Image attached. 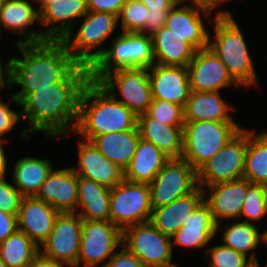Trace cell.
Masks as SVG:
<instances>
[{
  "mask_svg": "<svg viewBox=\"0 0 267 267\" xmlns=\"http://www.w3.org/2000/svg\"><path fill=\"white\" fill-rule=\"evenodd\" d=\"M8 86L10 87V61L3 67L0 59V90Z\"/></svg>",
  "mask_w": 267,
  "mask_h": 267,
  "instance_id": "cell-48",
  "label": "cell"
},
{
  "mask_svg": "<svg viewBox=\"0 0 267 267\" xmlns=\"http://www.w3.org/2000/svg\"><path fill=\"white\" fill-rule=\"evenodd\" d=\"M222 245L234 249L247 256V252L256 249L259 242H267L266 231L259 233L257 226L254 223L236 222L235 224L227 225L223 229Z\"/></svg>",
  "mask_w": 267,
  "mask_h": 267,
  "instance_id": "cell-35",
  "label": "cell"
},
{
  "mask_svg": "<svg viewBox=\"0 0 267 267\" xmlns=\"http://www.w3.org/2000/svg\"><path fill=\"white\" fill-rule=\"evenodd\" d=\"M24 196L5 178L0 179V210L17 215Z\"/></svg>",
  "mask_w": 267,
  "mask_h": 267,
  "instance_id": "cell-40",
  "label": "cell"
},
{
  "mask_svg": "<svg viewBox=\"0 0 267 267\" xmlns=\"http://www.w3.org/2000/svg\"><path fill=\"white\" fill-rule=\"evenodd\" d=\"M58 0H42L41 1V12L49 5L52 4L54 2H56Z\"/></svg>",
  "mask_w": 267,
  "mask_h": 267,
  "instance_id": "cell-51",
  "label": "cell"
},
{
  "mask_svg": "<svg viewBox=\"0 0 267 267\" xmlns=\"http://www.w3.org/2000/svg\"><path fill=\"white\" fill-rule=\"evenodd\" d=\"M204 201L203 189L199 186L194 192L180 197L168 205L154 208L150 222L163 234L171 237L184 224L189 215Z\"/></svg>",
  "mask_w": 267,
  "mask_h": 267,
  "instance_id": "cell-23",
  "label": "cell"
},
{
  "mask_svg": "<svg viewBox=\"0 0 267 267\" xmlns=\"http://www.w3.org/2000/svg\"><path fill=\"white\" fill-rule=\"evenodd\" d=\"M84 17L74 38L66 34L60 41L79 64L89 68L92 64L91 52L112 35L119 19L112 13L93 11H88Z\"/></svg>",
  "mask_w": 267,
  "mask_h": 267,
  "instance_id": "cell-11",
  "label": "cell"
},
{
  "mask_svg": "<svg viewBox=\"0 0 267 267\" xmlns=\"http://www.w3.org/2000/svg\"><path fill=\"white\" fill-rule=\"evenodd\" d=\"M122 245L146 267H177L171 263L172 239L150 221L123 230Z\"/></svg>",
  "mask_w": 267,
  "mask_h": 267,
  "instance_id": "cell-7",
  "label": "cell"
},
{
  "mask_svg": "<svg viewBox=\"0 0 267 267\" xmlns=\"http://www.w3.org/2000/svg\"><path fill=\"white\" fill-rule=\"evenodd\" d=\"M111 188L78 176V215L83 220L110 221Z\"/></svg>",
  "mask_w": 267,
  "mask_h": 267,
  "instance_id": "cell-31",
  "label": "cell"
},
{
  "mask_svg": "<svg viewBox=\"0 0 267 267\" xmlns=\"http://www.w3.org/2000/svg\"><path fill=\"white\" fill-rule=\"evenodd\" d=\"M136 127L137 115L117 101L98 82L89 80L84 85L79 97L75 133L80 134L84 140L91 141L100 134L126 131Z\"/></svg>",
  "mask_w": 267,
  "mask_h": 267,
  "instance_id": "cell-3",
  "label": "cell"
},
{
  "mask_svg": "<svg viewBox=\"0 0 267 267\" xmlns=\"http://www.w3.org/2000/svg\"><path fill=\"white\" fill-rule=\"evenodd\" d=\"M215 41L209 35L208 47L225 64L231 77L243 87L257 83L256 72L239 26L228 11H219L213 20Z\"/></svg>",
  "mask_w": 267,
  "mask_h": 267,
  "instance_id": "cell-5",
  "label": "cell"
},
{
  "mask_svg": "<svg viewBox=\"0 0 267 267\" xmlns=\"http://www.w3.org/2000/svg\"><path fill=\"white\" fill-rule=\"evenodd\" d=\"M110 222L122 231L132 225L149 222L152 214L148 184L123 180L111 188Z\"/></svg>",
  "mask_w": 267,
  "mask_h": 267,
  "instance_id": "cell-8",
  "label": "cell"
},
{
  "mask_svg": "<svg viewBox=\"0 0 267 267\" xmlns=\"http://www.w3.org/2000/svg\"><path fill=\"white\" fill-rule=\"evenodd\" d=\"M152 11L171 10L175 5L170 0H139Z\"/></svg>",
  "mask_w": 267,
  "mask_h": 267,
  "instance_id": "cell-46",
  "label": "cell"
},
{
  "mask_svg": "<svg viewBox=\"0 0 267 267\" xmlns=\"http://www.w3.org/2000/svg\"><path fill=\"white\" fill-rule=\"evenodd\" d=\"M51 171L49 160L24 157L15 165L13 182L23 196H35Z\"/></svg>",
  "mask_w": 267,
  "mask_h": 267,
  "instance_id": "cell-32",
  "label": "cell"
},
{
  "mask_svg": "<svg viewBox=\"0 0 267 267\" xmlns=\"http://www.w3.org/2000/svg\"><path fill=\"white\" fill-rule=\"evenodd\" d=\"M146 114L166 125L184 126V107L169 101L152 99Z\"/></svg>",
  "mask_w": 267,
  "mask_h": 267,
  "instance_id": "cell-39",
  "label": "cell"
},
{
  "mask_svg": "<svg viewBox=\"0 0 267 267\" xmlns=\"http://www.w3.org/2000/svg\"><path fill=\"white\" fill-rule=\"evenodd\" d=\"M140 138L153 143L169 158H181L183 153V127L166 125L146 113L137 116Z\"/></svg>",
  "mask_w": 267,
  "mask_h": 267,
  "instance_id": "cell-24",
  "label": "cell"
},
{
  "mask_svg": "<svg viewBox=\"0 0 267 267\" xmlns=\"http://www.w3.org/2000/svg\"><path fill=\"white\" fill-rule=\"evenodd\" d=\"M155 64L187 67L196 50L176 36L167 26L151 35Z\"/></svg>",
  "mask_w": 267,
  "mask_h": 267,
  "instance_id": "cell-28",
  "label": "cell"
},
{
  "mask_svg": "<svg viewBox=\"0 0 267 267\" xmlns=\"http://www.w3.org/2000/svg\"><path fill=\"white\" fill-rule=\"evenodd\" d=\"M35 197L60 213H74L78 207V176L72 168L53 170Z\"/></svg>",
  "mask_w": 267,
  "mask_h": 267,
  "instance_id": "cell-19",
  "label": "cell"
},
{
  "mask_svg": "<svg viewBox=\"0 0 267 267\" xmlns=\"http://www.w3.org/2000/svg\"><path fill=\"white\" fill-rule=\"evenodd\" d=\"M6 0H0V7L4 4Z\"/></svg>",
  "mask_w": 267,
  "mask_h": 267,
  "instance_id": "cell-56",
  "label": "cell"
},
{
  "mask_svg": "<svg viewBox=\"0 0 267 267\" xmlns=\"http://www.w3.org/2000/svg\"><path fill=\"white\" fill-rule=\"evenodd\" d=\"M247 130L241 129L198 171V184L203 189L219 183L243 178Z\"/></svg>",
  "mask_w": 267,
  "mask_h": 267,
  "instance_id": "cell-10",
  "label": "cell"
},
{
  "mask_svg": "<svg viewBox=\"0 0 267 267\" xmlns=\"http://www.w3.org/2000/svg\"><path fill=\"white\" fill-rule=\"evenodd\" d=\"M200 10L208 18L213 9L198 3L178 8L175 5L170 10L165 24L172 33L188 42L196 51L207 48L209 42V34L204 27Z\"/></svg>",
  "mask_w": 267,
  "mask_h": 267,
  "instance_id": "cell-16",
  "label": "cell"
},
{
  "mask_svg": "<svg viewBox=\"0 0 267 267\" xmlns=\"http://www.w3.org/2000/svg\"><path fill=\"white\" fill-rule=\"evenodd\" d=\"M169 159L153 143L140 138L136 152L124 170V180L149 185Z\"/></svg>",
  "mask_w": 267,
  "mask_h": 267,
  "instance_id": "cell-27",
  "label": "cell"
},
{
  "mask_svg": "<svg viewBox=\"0 0 267 267\" xmlns=\"http://www.w3.org/2000/svg\"><path fill=\"white\" fill-rule=\"evenodd\" d=\"M263 187H264V191H265V198L267 201V183L263 184Z\"/></svg>",
  "mask_w": 267,
  "mask_h": 267,
  "instance_id": "cell-54",
  "label": "cell"
},
{
  "mask_svg": "<svg viewBox=\"0 0 267 267\" xmlns=\"http://www.w3.org/2000/svg\"><path fill=\"white\" fill-rule=\"evenodd\" d=\"M81 235L82 218L76 213H59L39 253L63 266L77 267Z\"/></svg>",
  "mask_w": 267,
  "mask_h": 267,
  "instance_id": "cell-13",
  "label": "cell"
},
{
  "mask_svg": "<svg viewBox=\"0 0 267 267\" xmlns=\"http://www.w3.org/2000/svg\"><path fill=\"white\" fill-rule=\"evenodd\" d=\"M79 168L72 167L77 176L113 188L124 180V171L102 154L91 141H79Z\"/></svg>",
  "mask_w": 267,
  "mask_h": 267,
  "instance_id": "cell-21",
  "label": "cell"
},
{
  "mask_svg": "<svg viewBox=\"0 0 267 267\" xmlns=\"http://www.w3.org/2000/svg\"><path fill=\"white\" fill-rule=\"evenodd\" d=\"M148 74L153 99L185 107L191 92L187 67L154 64Z\"/></svg>",
  "mask_w": 267,
  "mask_h": 267,
  "instance_id": "cell-18",
  "label": "cell"
},
{
  "mask_svg": "<svg viewBox=\"0 0 267 267\" xmlns=\"http://www.w3.org/2000/svg\"><path fill=\"white\" fill-rule=\"evenodd\" d=\"M87 12V0H58L49 4L40 13L39 22L43 26L55 23L56 26L43 33L49 40H61L66 34H72V28L75 25L72 20L84 17Z\"/></svg>",
  "mask_w": 267,
  "mask_h": 267,
  "instance_id": "cell-25",
  "label": "cell"
},
{
  "mask_svg": "<svg viewBox=\"0 0 267 267\" xmlns=\"http://www.w3.org/2000/svg\"><path fill=\"white\" fill-rule=\"evenodd\" d=\"M170 10L164 11H148L147 21L145 28L141 33L151 36L157 32L162 26L166 24V18L168 17Z\"/></svg>",
  "mask_w": 267,
  "mask_h": 267,
  "instance_id": "cell-44",
  "label": "cell"
},
{
  "mask_svg": "<svg viewBox=\"0 0 267 267\" xmlns=\"http://www.w3.org/2000/svg\"><path fill=\"white\" fill-rule=\"evenodd\" d=\"M267 213V201L262 184H251L247 188L240 217L247 219L244 222L253 223L261 220ZM252 221V222H251Z\"/></svg>",
  "mask_w": 267,
  "mask_h": 267,
  "instance_id": "cell-38",
  "label": "cell"
},
{
  "mask_svg": "<svg viewBox=\"0 0 267 267\" xmlns=\"http://www.w3.org/2000/svg\"><path fill=\"white\" fill-rule=\"evenodd\" d=\"M0 267H7L6 264L0 259Z\"/></svg>",
  "mask_w": 267,
  "mask_h": 267,
  "instance_id": "cell-55",
  "label": "cell"
},
{
  "mask_svg": "<svg viewBox=\"0 0 267 267\" xmlns=\"http://www.w3.org/2000/svg\"><path fill=\"white\" fill-rule=\"evenodd\" d=\"M205 253L211 257L209 262L211 267H256L258 264L254 251L248 257L224 245H216L207 249Z\"/></svg>",
  "mask_w": 267,
  "mask_h": 267,
  "instance_id": "cell-36",
  "label": "cell"
},
{
  "mask_svg": "<svg viewBox=\"0 0 267 267\" xmlns=\"http://www.w3.org/2000/svg\"><path fill=\"white\" fill-rule=\"evenodd\" d=\"M89 81V68L78 64L61 82L43 89H21L12 95V101L22 106V121L29 128L21 133L44 132L47 137L66 136L69 125L75 130L78 121L79 97ZM29 129V130H28Z\"/></svg>",
  "mask_w": 267,
  "mask_h": 267,
  "instance_id": "cell-1",
  "label": "cell"
},
{
  "mask_svg": "<svg viewBox=\"0 0 267 267\" xmlns=\"http://www.w3.org/2000/svg\"><path fill=\"white\" fill-rule=\"evenodd\" d=\"M231 108L218 91H191L184 107V121L235 122L228 113Z\"/></svg>",
  "mask_w": 267,
  "mask_h": 267,
  "instance_id": "cell-29",
  "label": "cell"
},
{
  "mask_svg": "<svg viewBox=\"0 0 267 267\" xmlns=\"http://www.w3.org/2000/svg\"><path fill=\"white\" fill-rule=\"evenodd\" d=\"M123 231L110 221L83 220L77 267H98L122 245Z\"/></svg>",
  "mask_w": 267,
  "mask_h": 267,
  "instance_id": "cell-14",
  "label": "cell"
},
{
  "mask_svg": "<svg viewBox=\"0 0 267 267\" xmlns=\"http://www.w3.org/2000/svg\"><path fill=\"white\" fill-rule=\"evenodd\" d=\"M120 252H115L113 256L99 267H146L132 252L124 245Z\"/></svg>",
  "mask_w": 267,
  "mask_h": 267,
  "instance_id": "cell-41",
  "label": "cell"
},
{
  "mask_svg": "<svg viewBox=\"0 0 267 267\" xmlns=\"http://www.w3.org/2000/svg\"><path fill=\"white\" fill-rule=\"evenodd\" d=\"M174 5H180L182 2H186L187 0H170Z\"/></svg>",
  "mask_w": 267,
  "mask_h": 267,
  "instance_id": "cell-52",
  "label": "cell"
},
{
  "mask_svg": "<svg viewBox=\"0 0 267 267\" xmlns=\"http://www.w3.org/2000/svg\"><path fill=\"white\" fill-rule=\"evenodd\" d=\"M21 119V114L12 111L8 104L0 101V139L2 140V136L10 132Z\"/></svg>",
  "mask_w": 267,
  "mask_h": 267,
  "instance_id": "cell-42",
  "label": "cell"
},
{
  "mask_svg": "<svg viewBox=\"0 0 267 267\" xmlns=\"http://www.w3.org/2000/svg\"><path fill=\"white\" fill-rule=\"evenodd\" d=\"M250 185L247 179L242 178L203 188L204 201L208 204L214 222L217 224L216 231L221 227L219 225L221 219L240 217L247 188ZM207 192L210 193L207 194Z\"/></svg>",
  "mask_w": 267,
  "mask_h": 267,
  "instance_id": "cell-17",
  "label": "cell"
},
{
  "mask_svg": "<svg viewBox=\"0 0 267 267\" xmlns=\"http://www.w3.org/2000/svg\"><path fill=\"white\" fill-rule=\"evenodd\" d=\"M6 139H0V179L5 178L7 159L3 150V143Z\"/></svg>",
  "mask_w": 267,
  "mask_h": 267,
  "instance_id": "cell-49",
  "label": "cell"
},
{
  "mask_svg": "<svg viewBox=\"0 0 267 267\" xmlns=\"http://www.w3.org/2000/svg\"><path fill=\"white\" fill-rule=\"evenodd\" d=\"M98 83L137 116L145 114L152 103L148 68L119 69L106 74ZM116 88L123 100L116 98Z\"/></svg>",
  "mask_w": 267,
  "mask_h": 267,
  "instance_id": "cell-12",
  "label": "cell"
},
{
  "mask_svg": "<svg viewBox=\"0 0 267 267\" xmlns=\"http://www.w3.org/2000/svg\"><path fill=\"white\" fill-rule=\"evenodd\" d=\"M139 140L140 134L136 127L126 131L100 134L95 136L91 142L111 162L124 171L136 152Z\"/></svg>",
  "mask_w": 267,
  "mask_h": 267,
  "instance_id": "cell-30",
  "label": "cell"
},
{
  "mask_svg": "<svg viewBox=\"0 0 267 267\" xmlns=\"http://www.w3.org/2000/svg\"><path fill=\"white\" fill-rule=\"evenodd\" d=\"M216 226L208 204L203 201L189 215L183 226L171 236V239H174L172 245L202 248L215 237Z\"/></svg>",
  "mask_w": 267,
  "mask_h": 267,
  "instance_id": "cell-26",
  "label": "cell"
},
{
  "mask_svg": "<svg viewBox=\"0 0 267 267\" xmlns=\"http://www.w3.org/2000/svg\"><path fill=\"white\" fill-rule=\"evenodd\" d=\"M60 212L35 196H24L17 214L18 230L39 247L47 239Z\"/></svg>",
  "mask_w": 267,
  "mask_h": 267,
  "instance_id": "cell-20",
  "label": "cell"
},
{
  "mask_svg": "<svg viewBox=\"0 0 267 267\" xmlns=\"http://www.w3.org/2000/svg\"><path fill=\"white\" fill-rule=\"evenodd\" d=\"M254 135V130H247L243 179L263 185L267 183V131Z\"/></svg>",
  "mask_w": 267,
  "mask_h": 267,
  "instance_id": "cell-33",
  "label": "cell"
},
{
  "mask_svg": "<svg viewBox=\"0 0 267 267\" xmlns=\"http://www.w3.org/2000/svg\"><path fill=\"white\" fill-rule=\"evenodd\" d=\"M17 229V215L0 210V242L12 235Z\"/></svg>",
  "mask_w": 267,
  "mask_h": 267,
  "instance_id": "cell-45",
  "label": "cell"
},
{
  "mask_svg": "<svg viewBox=\"0 0 267 267\" xmlns=\"http://www.w3.org/2000/svg\"><path fill=\"white\" fill-rule=\"evenodd\" d=\"M127 0H87L88 11L108 12L119 16Z\"/></svg>",
  "mask_w": 267,
  "mask_h": 267,
  "instance_id": "cell-43",
  "label": "cell"
},
{
  "mask_svg": "<svg viewBox=\"0 0 267 267\" xmlns=\"http://www.w3.org/2000/svg\"><path fill=\"white\" fill-rule=\"evenodd\" d=\"M27 267H64V266L38 253L37 256L27 265Z\"/></svg>",
  "mask_w": 267,
  "mask_h": 267,
  "instance_id": "cell-47",
  "label": "cell"
},
{
  "mask_svg": "<svg viewBox=\"0 0 267 267\" xmlns=\"http://www.w3.org/2000/svg\"><path fill=\"white\" fill-rule=\"evenodd\" d=\"M23 60L10 61V86L43 89L61 82L79 63L60 40L37 44H17Z\"/></svg>",
  "mask_w": 267,
  "mask_h": 267,
  "instance_id": "cell-2",
  "label": "cell"
},
{
  "mask_svg": "<svg viewBox=\"0 0 267 267\" xmlns=\"http://www.w3.org/2000/svg\"><path fill=\"white\" fill-rule=\"evenodd\" d=\"M198 187L197 171L183 158H170L149 184L152 209L168 205Z\"/></svg>",
  "mask_w": 267,
  "mask_h": 267,
  "instance_id": "cell-9",
  "label": "cell"
},
{
  "mask_svg": "<svg viewBox=\"0 0 267 267\" xmlns=\"http://www.w3.org/2000/svg\"><path fill=\"white\" fill-rule=\"evenodd\" d=\"M32 1H36L37 3H39V8L37 9L39 11V14L41 13V1L42 0H32Z\"/></svg>",
  "mask_w": 267,
  "mask_h": 267,
  "instance_id": "cell-53",
  "label": "cell"
},
{
  "mask_svg": "<svg viewBox=\"0 0 267 267\" xmlns=\"http://www.w3.org/2000/svg\"><path fill=\"white\" fill-rule=\"evenodd\" d=\"M38 253L39 246L18 229L0 242V259L7 267H27Z\"/></svg>",
  "mask_w": 267,
  "mask_h": 267,
  "instance_id": "cell-34",
  "label": "cell"
},
{
  "mask_svg": "<svg viewBox=\"0 0 267 267\" xmlns=\"http://www.w3.org/2000/svg\"><path fill=\"white\" fill-rule=\"evenodd\" d=\"M241 129L235 122H185L181 158L198 171Z\"/></svg>",
  "mask_w": 267,
  "mask_h": 267,
  "instance_id": "cell-6",
  "label": "cell"
},
{
  "mask_svg": "<svg viewBox=\"0 0 267 267\" xmlns=\"http://www.w3.org/2000/svg\"><path fill=\"white\" fill-rule=\"evenodd\" d=\"M187 69L191 91L219 92L220 89L233 83L239 86L229 74L225 64L209 47L197 50Z\"/></svg>",
  "mask_w": 267,
  "mask_h": 267,
  "instance_id": "cell-15",
  "label": "cell"
},
{
  "mask_svg": "<svg viewBox=\"0 0 267 267\" xmlns=\"http://www.w3.org/2000/svg\"><path fill=\"white\" fill-rule=\"evenodd\" d=\"M40 20L38 10L27 0H6L0 7V29L4 28L16 32V34L27 35L24 40H19L17 44H37L49 41L45 34L41 31H27L29 26Z\"/></svg>",
  "mask_w": 267,
  "mask_h": 267,
  "instance_id": "cell-22",
  "label": "cell"
},
{
  "mask_svg": "<svg viewBox=\"0 0 267 267\" xmlns=\"http://www.w3.org/2000/svg\"><path fill=\"white\" fill-rule=\"evenodd\" d=\"M149 9L139 0H127L118 16L122 32H141L146 25Z\"/></svg>",
  "mask_w": 267,
  "mask_h": 267,
  "instance_id": "cell-37",
  "label": "cell"
},
{
  "mask_svg": "<svg viewBox=\"0 0 267 267\" xmlns=\"http://www.w3.org/2000/svg\"><path fill=\"white\" fill-rule=\"evenodd\" d=\"M225 1H228V0H191V4L198 3L208 8L214 9L216 8V6H218L219 3H222Z\"/></svg>",
  "mask_w": 267,
  "mask_h": 267,
  "instance_id": "cell-50",
  "label": "cell"
},
{
  "mask_svg": "<svg viewBox=\"0 0 267 267\" xmlns=\"http://www.w3.org/2000/svg\"><path fill=\"white\" fill-rule=\"evenodd\" d=\"M110 49L92 52L89 80L99 82L106 74L128 68H150L155 64L152 37L141 32H122Z\"/></svg>",
  "mask_w": 267,
  "mask_h": 267,
  "instance_id": "cell-4",
  "label": "cell"
}]
</instances>
